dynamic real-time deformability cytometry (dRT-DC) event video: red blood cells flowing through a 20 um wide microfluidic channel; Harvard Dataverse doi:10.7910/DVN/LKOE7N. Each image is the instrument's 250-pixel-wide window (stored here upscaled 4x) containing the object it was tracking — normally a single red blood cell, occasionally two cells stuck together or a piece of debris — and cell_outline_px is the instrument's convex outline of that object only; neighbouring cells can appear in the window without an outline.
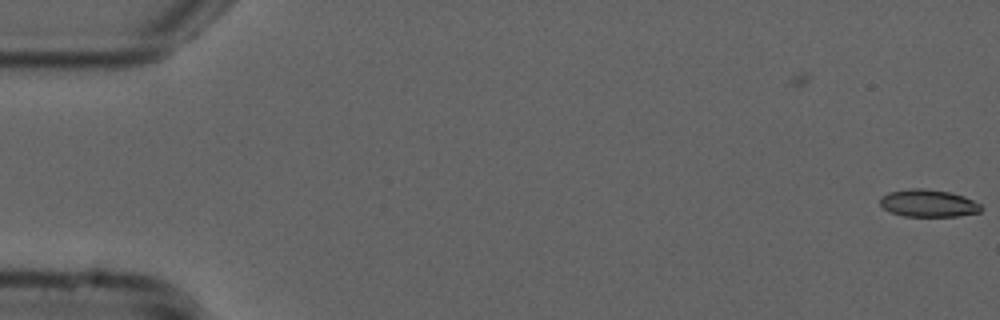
{"species": "common noctule bat (a hibernating species)", "species_latin": "Nyctalus noctula", "temperature_condition": "cold", "stored_images_in_passage": 5, "camera_frame_rate_fps": 3000, "um_per_image_px": 0.085, "animal": {"sex": "male", "forearm_length_mm": 52.5}, "frame": {"image": 1, "passage_image": 5, "time_ms": 1.333, "image_size_px": [1000, 320], "cell_outline_px": [[984, 208], [980, 212], [956, 216], [904, 216], [892, 212], [884, 208], [880, 204], [880, 196], [888, 192], [908, 188], [924, 188], [952, 192], [964, 196], [980, 204]], "centroid_in_image_um": [78.91, 17.26], "position_along_channel_um": 6.1, "area_um2": 16.24}}